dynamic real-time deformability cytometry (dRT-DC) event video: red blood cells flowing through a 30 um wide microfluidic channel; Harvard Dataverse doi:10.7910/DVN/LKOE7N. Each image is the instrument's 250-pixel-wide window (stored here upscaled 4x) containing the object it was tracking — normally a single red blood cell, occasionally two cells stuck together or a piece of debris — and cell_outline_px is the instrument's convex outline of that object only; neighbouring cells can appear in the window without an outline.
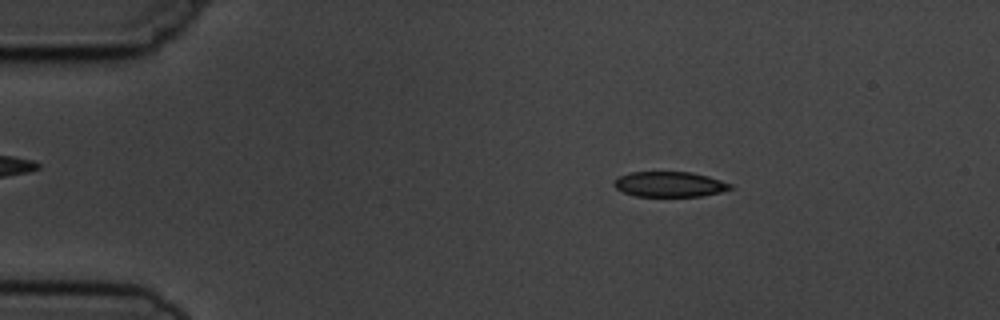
{"species": "common noctule bat (a hibernating species)", "species_latin": "Nyctalus noctula", "temperature_condition": "cold", "stored_images_in_passage": 3, "camera_frame_rate_fps": 3000, "um_per_image_px": 0.085, "animal": {"sex": "male", "body_mass_g": 19.5, "forearm_length_mm": 54.6}, "frame": {"image": 1, "passage_image": 2, "time_ms": 1.0, "image_size_px": [1000, 320], "cell_outline_px": [[732, 188], [720, 192], [700, 196], [636, 196], [624, 192], [616, 188], [612, 184], [620, 176], [632, 172], [692, 172], [708, 176], [732, 184]], "centroid_in_image_um": [56.92, 15.66], "position_along_channel_um": 28.1, "area_um2": 16.94}}